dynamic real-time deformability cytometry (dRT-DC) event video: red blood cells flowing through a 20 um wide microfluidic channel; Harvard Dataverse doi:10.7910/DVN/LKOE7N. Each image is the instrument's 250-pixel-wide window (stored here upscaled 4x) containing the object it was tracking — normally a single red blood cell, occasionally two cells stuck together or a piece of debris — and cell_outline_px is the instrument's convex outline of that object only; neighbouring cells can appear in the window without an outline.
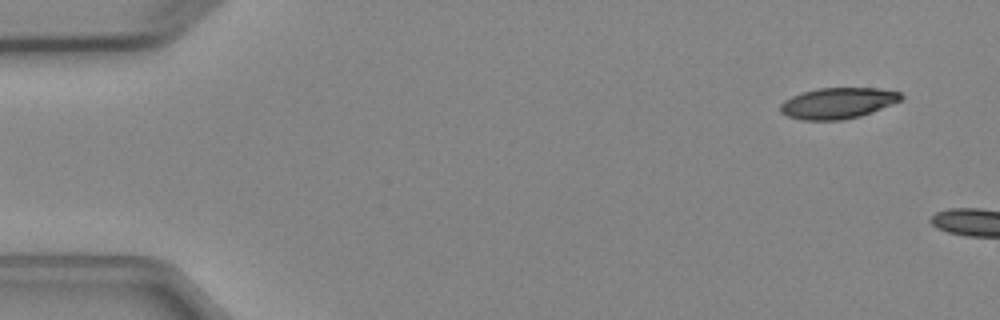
{"species": "Egyptian fruit bat (a non-hibernating species)", "species_latin": "Rousettus aegyptiacus", "temperature_condition": "cold", "stored_images_in_passage": 3, "camera_frame_rate_fps": 3000, "um_per_image_px": 0.085, "animal": {"sex": "female"}, "frame": {"image": 1, "passage_image": 1, "time_ms": 0.0, "image_size_px": [1000, 320], "cell_outline_px": [[904, 96], [900, 100], [872, 112], [860, 116], [844, 120], [804, 120], [788, 116], [780, 112], [780, 104], [784, 100], [792, 96], [816, 88], [876, 88], [900, 92]], "centroid_in_image_um": [71.19, 8.77], "position_along_channel_um": 13.8, "area_um2": 21.68}}